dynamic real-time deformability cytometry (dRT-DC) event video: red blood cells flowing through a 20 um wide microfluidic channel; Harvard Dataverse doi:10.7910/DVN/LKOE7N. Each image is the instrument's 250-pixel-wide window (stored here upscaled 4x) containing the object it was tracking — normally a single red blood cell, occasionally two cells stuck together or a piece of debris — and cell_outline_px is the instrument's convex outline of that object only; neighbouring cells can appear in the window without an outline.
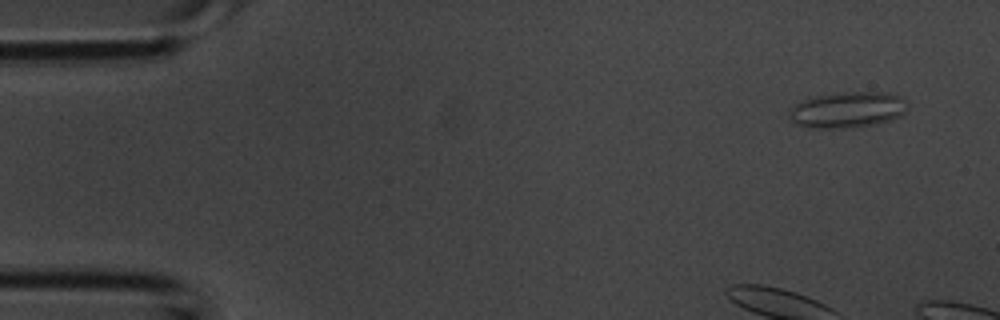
{"species": "common noctule bat (a hibernating species)", "species_latin": "Nyctalus noctula", "temperature_condition": "room temperature", "stored_images_in_passage": 3, "camera_frame_rate_fps": 3000, "um_per_image_px": 0.085, "animal": {"sex": "male", "body_mass_g": 20.1, "forearm_length_mm": 53.5}, "frame": {"image": 1, "passage_image": 1, "time_ms": 0.0, "image_size_px": [1000, 320], "cell_outline_px": [[904, 112], [900, 116], [892, 120], [872, 124], [832, 128], [816, 128], [796, 124], [788, 120], [788, 108], [808, 96], [840, 92], [888, 92], [900, 96]], "centroid_in_image_um": [71.9, 9.31], "position_along_channel_um": 13.1, "area_um2": 24.68}}